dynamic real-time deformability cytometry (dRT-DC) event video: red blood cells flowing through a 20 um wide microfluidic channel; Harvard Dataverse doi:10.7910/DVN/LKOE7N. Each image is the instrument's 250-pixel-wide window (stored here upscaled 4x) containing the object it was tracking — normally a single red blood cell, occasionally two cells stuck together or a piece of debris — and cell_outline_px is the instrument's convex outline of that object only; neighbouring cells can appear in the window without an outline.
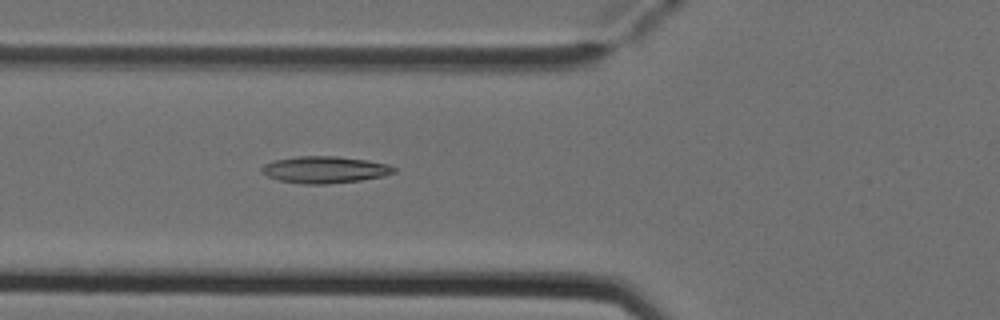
{"species": "Egyptian fruit bat (a non-hibernating species)", "species_latin": "Rousettus aegyptiacus", "temperature_condition": "cold", "stored_images_in_passage": 6, "camera_frame_rate_fps": 3000, "um_per_image_px": 0.085, "animal": {"sex": "female"}, "frame": {"image": 1, "passage_image": 6, "time_ms": 1.667, "image_size_px": [1000, 320], "cell_outline_px": [[396, 172], [384, 176], [360, 180], [328, 184], [304, 184], [280, 180], [268, 176], [260, 172], [260, 168], [264, 164], [276, 160], [296, 156], [340, 156], [368, 160], [388, 164], [396, 168]], "centroid_in_image_um": [27.62, 14.42], "position_along_channel_um": 98.2, "area_um2": 20.75}}